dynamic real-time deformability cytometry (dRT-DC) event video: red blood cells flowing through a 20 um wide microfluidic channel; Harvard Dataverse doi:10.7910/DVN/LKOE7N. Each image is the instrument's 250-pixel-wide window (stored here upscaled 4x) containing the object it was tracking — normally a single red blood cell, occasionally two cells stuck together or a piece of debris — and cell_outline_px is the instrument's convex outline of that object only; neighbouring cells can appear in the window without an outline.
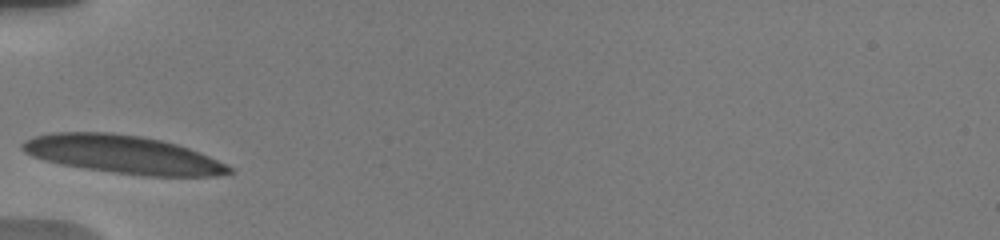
{"species": "human", "species_latin": "Homo sapiens", "temperature_condition": "warm", "stored_images_in_passage": 13, "camera_frame_rate_fps": 3000, "um_per_image_px": 0.085, "donor": {"sex": "male"}, "frame": {"image": 1, "passage_image": 1, "time_ms": 0.0, "image_size_px": [1000, 240], "cell_outline_px": [[236, 172], [216, 176], [144, 176], [112, 172], [84, 168], [60, 164], [44, 160], [32, 156], [24, 152], [20, 148], [20, 144], [24, 140], [36, 136], [52, 132], [112, 132], [140, 136], [160, 140], [176, 144], [200, 152], [228, 164]], "centroid_in_image_um": [10.46, 13.13], "position_along_channel_um": 74.5, "area_um2": 46.18}}
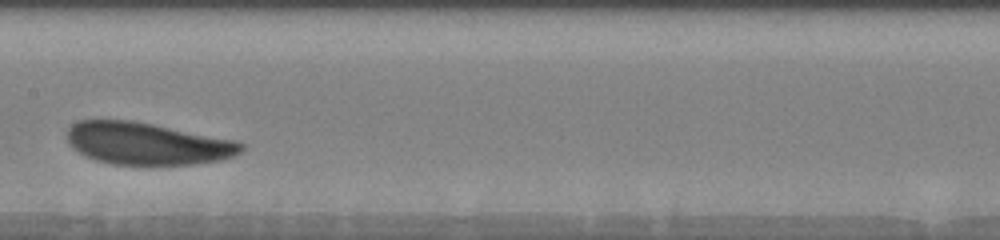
{"frame": {"image": 2, "passage_image": 6, "time_ms": 3.333, "image_size_px": [1000, 240], "cell_outline_px": [[244, 148], [240, 152], [224, 160], [192, 164], [144, 168], [112, 164], [96, 160], [84, 156], [72, 148], [68, 144], [68, 128], [76, 120], [132, 120], [236, 140], [244, 144]], "centroid_in_image_um": [12.5, 12.25], "position_along_channel_um": 194.9, "area_um2": 43.99}}
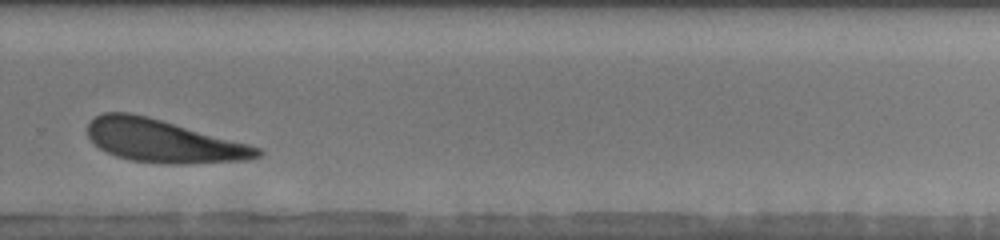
{"frame": {"image": 3, "passage_image": 13, "time_ms": 6.667, "image_size_px": [1000, 240], "cell_outline_px": [[264, 152], [260, 156], [248, 160], [188, 164], [160, 164], [132, 160], [116, 156], [100, 148], [88, 136], [88, 124], [96, 116], [104, 112], [128, 112], [160, 120], [248, 144], [260, 148]], "centroid_in_image_um": [13.89, 12.01], "position_along_channel_um": 315.9, "area_um2": 41.79}}